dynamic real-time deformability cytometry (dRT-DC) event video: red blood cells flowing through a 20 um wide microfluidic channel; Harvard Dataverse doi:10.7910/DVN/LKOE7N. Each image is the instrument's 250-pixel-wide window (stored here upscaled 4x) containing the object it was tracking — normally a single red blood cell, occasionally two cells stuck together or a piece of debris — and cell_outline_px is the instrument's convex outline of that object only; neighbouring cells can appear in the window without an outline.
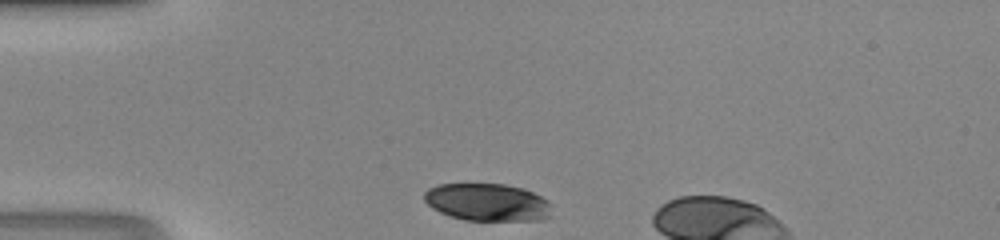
{"species": "human", "species_latin": "Homo sapiens", "temperature_condition": "room temperature", "stored_images_in_passage": 5, "camera_frame_rate_fps": 3000, "um_per_image_px": 0.085, "donor": {"sex": "male"}, "frame": {"image": 1, "passage_image": 1, "time_ms": 0.0, "image_size_px": [1000, 240], "cell_outline_px": [[552, 216], [540, 220], [464, 220], [440, 212], [432, 208], [424, 200], [424, 192], [428, 188], [440, 184], [504, 184], [524, 188], [548, 200], [552, 204]], "centroid_in_image_um": [41.47, 17.19], "position_along_channel_um": 43.5, "area_um2": 28.03}}